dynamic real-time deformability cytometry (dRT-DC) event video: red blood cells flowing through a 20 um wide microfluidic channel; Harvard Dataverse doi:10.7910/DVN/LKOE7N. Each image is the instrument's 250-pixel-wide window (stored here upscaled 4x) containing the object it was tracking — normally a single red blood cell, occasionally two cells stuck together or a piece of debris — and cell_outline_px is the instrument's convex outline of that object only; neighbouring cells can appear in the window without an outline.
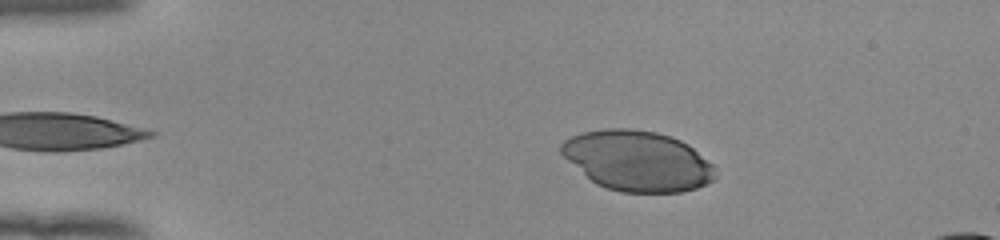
{"species": "human", "species_latin": "Homo sapiens", "temperature_condition": "room temperature", "stored_images_in_passage": 49, "camera_frame_rate_fps": 3000, "um_per_image_px": 0.085, "donor": {"sex": "female"}, "frame": {"image": 1, "passage_image": 7, "time_ms": 2.0, "image_size_px": [1000, 240], "cell_outline_px": [[716, 176], [712, 180], [696, 188], [680, 192], [620, 192], [596, 184], [568, 160], [560, 152], [560, 144], [564, 140], [580, 132], [604, 128], [628, 128], [656, 132], [680, 140], [688, 144], [712, 164], [716, 168]], "centroid_in_image_um": [54.18, 13.66], "position_along_channel_um": 30.8, "area_um2": 53.87}}